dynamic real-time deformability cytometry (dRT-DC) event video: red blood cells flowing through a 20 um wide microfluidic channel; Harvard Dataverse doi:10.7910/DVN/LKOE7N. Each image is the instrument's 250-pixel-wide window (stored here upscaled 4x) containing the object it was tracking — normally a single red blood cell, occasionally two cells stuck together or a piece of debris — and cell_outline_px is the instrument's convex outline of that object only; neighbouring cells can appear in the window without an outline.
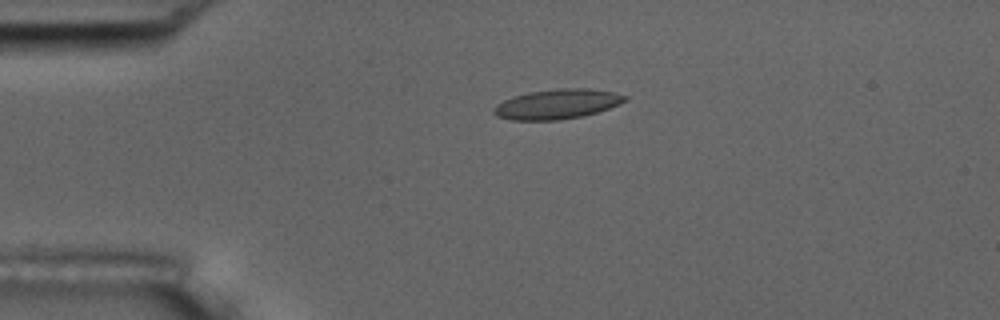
{"species": "common noctule bat (a hibernating species)", "species_latin": "Nyctalus noctula", "temperature_condition": "room temperature", "stored_images_in_passage": 5, "camera_frame_rate_fps": 3000, "um_per_image_px": 0.085, "animal": {"sex": "male", "body_mass_g": 17.5, "forearm_length_mm": 52.3}, "frame": {"image": 1, "passage_image": 4, "time_ms": 3.333, "image_size_px": [1000, 320], "cell_outline_px": [[628, 100], [620, 104], [596, 112], [580, 116], [560, 120], [512, 120], [496, 116], [492, 112], [496, 104], [512, 96], [528, 92], [560, 88], [588, 88], [616, 92], [628, 96]], "centroid_in_image_um": [47.36, 8.84], "position_along_channel_um": 37.6, "area_um2": 22.89}}